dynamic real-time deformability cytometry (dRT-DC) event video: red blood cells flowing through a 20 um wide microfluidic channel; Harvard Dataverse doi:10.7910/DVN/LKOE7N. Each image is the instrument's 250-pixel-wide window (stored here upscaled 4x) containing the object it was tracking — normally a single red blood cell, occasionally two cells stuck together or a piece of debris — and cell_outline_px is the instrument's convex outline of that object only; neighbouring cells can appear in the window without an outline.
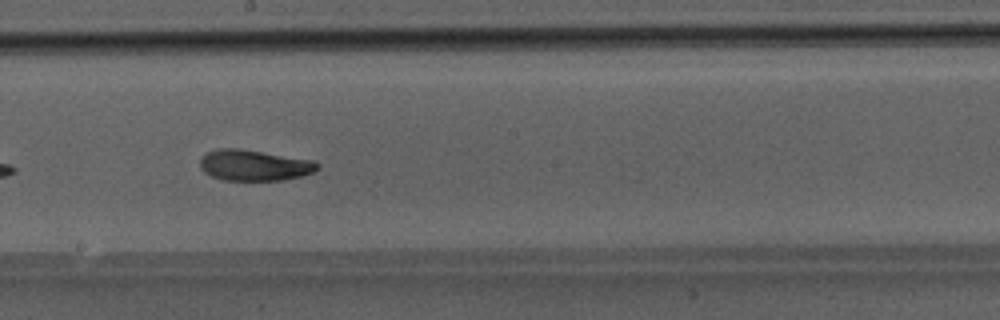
{"species": "Egyptian fruit bat (a non-hibernating species)", "species_latin": "Rousettus aegyptiacus", "temperature_condition": "room temperature", "stored_images_in_passage": 16, "camera_frame_rate_fps": 3000, "um_per_image_px": 0.085, "animal": {"sex": "male"}, "frame": {"image": 1, "passage_image": 14, "time_ms": 4.333, "image_size_px": [1000, 320], "cell_outline_px": [[320, 168], [304, 176], [284, 180], [224, 180], [212, 176], [204, 172], [200, 168], [200, 156], [216, 148], [240, 148], [316, 160], [320, 164]], "centroid_in_image_um": [21.64, 14.04], "position_along_channel_um": 226.6, "area_um2": 21.56}}